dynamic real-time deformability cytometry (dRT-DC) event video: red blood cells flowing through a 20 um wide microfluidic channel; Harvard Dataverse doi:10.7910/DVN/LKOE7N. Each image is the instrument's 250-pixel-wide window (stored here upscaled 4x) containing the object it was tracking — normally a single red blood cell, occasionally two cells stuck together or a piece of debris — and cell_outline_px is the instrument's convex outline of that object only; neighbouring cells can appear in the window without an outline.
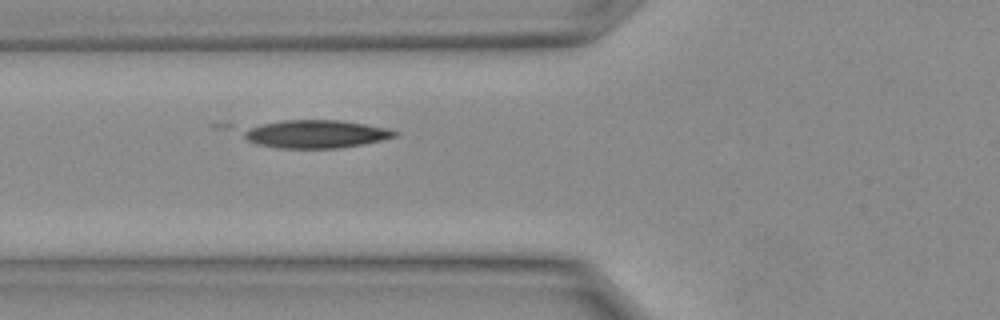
{"species": "Egyptian fruit bat (a non-hibernating species)", "species_latin": "Rousettus aegyptiacus", "temperature_condition": "warm", "stored_images_in_passage": 5, "camera_frame_rate_fps": 3000, "um_per_image_px": 0.085, "animal": {"sex": "female"}, "frame": {"image": 1, "passage_image": 5, "time_ms": 1.333, "image_size_px": [1000, 320], "cell_outline_px": [[400, 132], [396, 136], [364, 144], [340, 148], [276, 148], [256, 144], [212, 128], [208, 124], [284, 120], [340, 120], [364, 124], [384, 128]], "centroid_in_image_um": [26.0, 11.33], "position_along_channel_um": 99.8, "area_um2": 28.03}}